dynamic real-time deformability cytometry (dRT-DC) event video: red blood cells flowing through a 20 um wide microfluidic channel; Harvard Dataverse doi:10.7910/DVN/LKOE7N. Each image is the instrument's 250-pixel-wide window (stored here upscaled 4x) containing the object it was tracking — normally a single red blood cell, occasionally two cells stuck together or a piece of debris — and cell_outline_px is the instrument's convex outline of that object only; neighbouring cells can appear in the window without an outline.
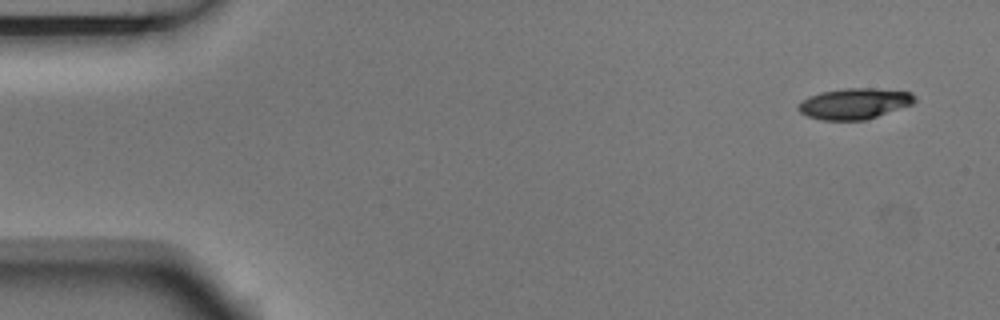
{"species": "Egyptian fruit bat (a non-hibernating species)", "species_latin": "Rousettus aegyptiacus", "temperature_condition": "room temperature", "stored_images_in_passage": 3, "segment_of_instrument_passage": [2, 2], "camera_frame_rate_fps": 3000, "um_per_image_px": 0.085, "animal": {"sex": "male"}, "frame": {"image": 1, "passage_image": 3, "time_ms": 0.667, "image_size_px": [1000, 320], "cell_outline_px": [[916, 100], [912, 104], [868, 120], [820, 120], [808, 116], [800, 112], [796, 108], [804, 100], [820, 92], [844, 88], [872, 88], [912, 92], [916, 96]], "centroid_in_image_um": [72.66, 8.81], "position_along_channel_um": 12.3, "area_um2": 20.92}}